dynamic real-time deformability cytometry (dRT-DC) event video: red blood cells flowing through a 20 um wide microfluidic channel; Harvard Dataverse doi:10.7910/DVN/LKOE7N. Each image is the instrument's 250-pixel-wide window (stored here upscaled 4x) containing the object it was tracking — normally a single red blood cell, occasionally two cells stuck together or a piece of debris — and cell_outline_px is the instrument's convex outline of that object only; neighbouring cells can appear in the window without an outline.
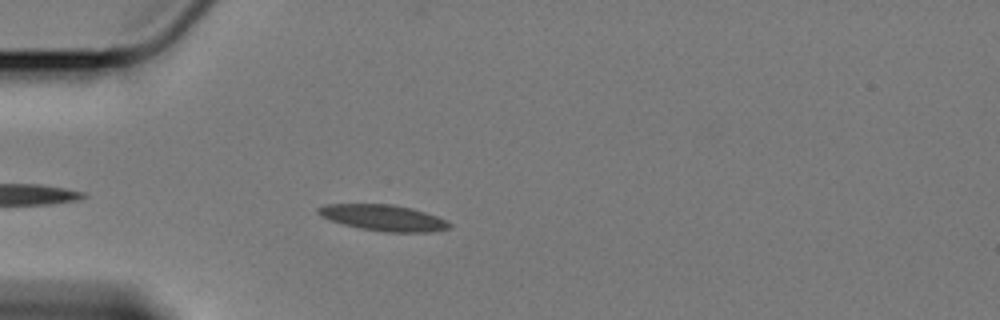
{"species": "Egyptian fruit bat (a non-hibernating species)", "species_latin": "Rousettus aegyptiacus", "temperature_condition": "cold", "stored_images_in_passage": 45, "camera_frame_rate_fps": 3000, "um_per_image_px": 0.085, "animal": {"sex": "female"}, "frame": {"image": 1, "passage_image": 5, "time_ms": 1.333, "image_size_px": [1000, 320], "cell_outline_px": [[452, 224], [448, 228], [432, 232], [384, 232], [360, 228], [328, 220], [320, 216], [316, 212], [316, 208], [328, 204], [392, 204], [424, 212], [448, 220]], "centroid_in_image_um": [32.56, 18.51], "position_along_channel_um": 52.4, "area_um2": 19.88}}
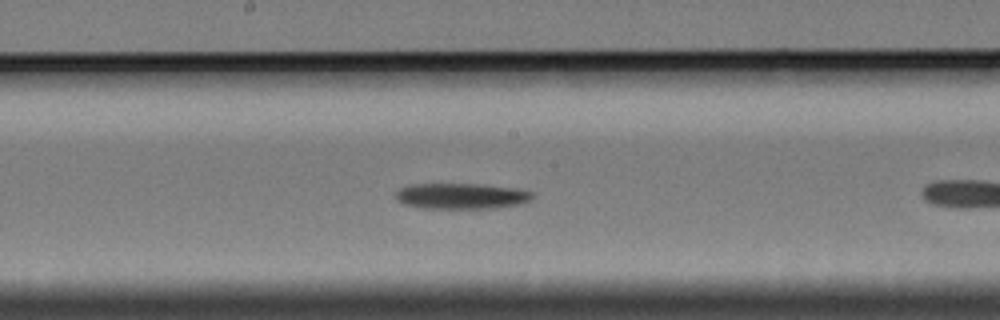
{"frame": {"image": 2, "passage_image": 16, "time_ms": 5.0, "image_size_px": [1000, 320], "cell_outline_px": [[532, 200], [524, 204], [496, 208], [420, 208], [404, 204], [396, 200], [396, 192], [400, 188], [408, 184], [480, 184], [516, 188], [532, 192]], "centroid_in_image_um": [39.23, 16.67], "position_along_channel_um": 209.0, "area_um2": 20.75}}
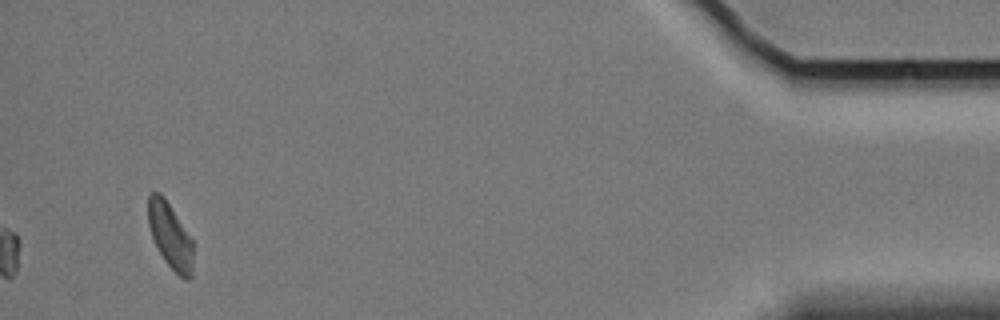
{"frame": {"image": 3, "passage_image": 45, "time_ms": 14.667, "image_size_px": [1000, 320], "cell_outline_px": [[192, 276], [188, 280], [184, 280], [164, 260], [152, 236], [148, 224], [148, 196], [152, 192], [160, 192], [164, 196], [192, 240]], "centroid_in_image_um": [14.46, 20.02], "position_along_channel_um": 420.7, "area_um2": 16.88}}